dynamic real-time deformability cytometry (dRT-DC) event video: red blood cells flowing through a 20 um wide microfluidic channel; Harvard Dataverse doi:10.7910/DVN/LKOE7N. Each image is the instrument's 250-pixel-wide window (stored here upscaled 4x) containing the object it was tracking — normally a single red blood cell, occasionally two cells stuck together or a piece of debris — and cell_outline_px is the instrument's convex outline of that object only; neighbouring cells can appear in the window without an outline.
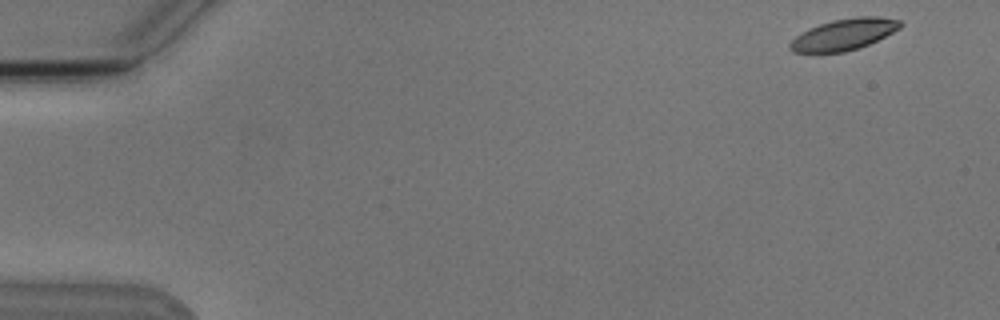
{"species": "Egyptian fruit bat (a non-hibernating species)", "species_latin": "Rousettus aegyptiacus", "temperature_condition": "cold", "stored_images_in_passage": 5, "camera_frame_rate_fps": 3000, "um_per_image_px": 0.085, "animal": {"sex": "male"}, "frame": {"image": 1, "passage_image": 1, "time_ms": 0.0, "image_size_px": [1000, 320], "cell_outline_px": [[904, 24], [900, 28], [868, 44], [844, 52], [792, 52], [788, 48], [788, 44], [796, 36], [808, 28], [832, 20], [856, 16], [876, 16], [900, 20]], "centroid_in_image_um": [71.71, 2.91], "position_along_channel_um": 13.3, "area_um2": 19.94}}
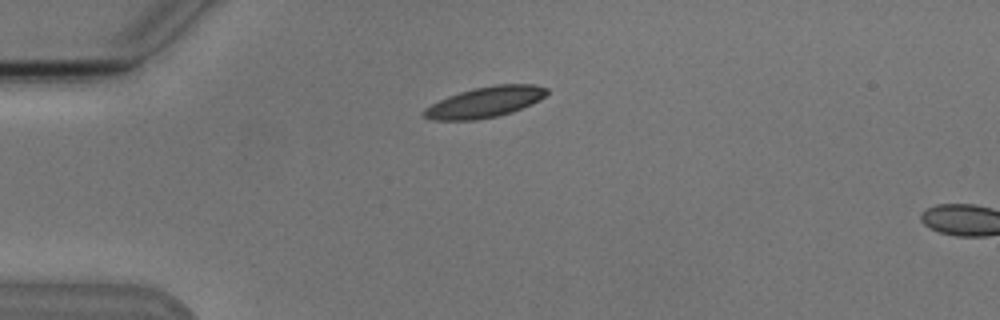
{"frame": {"image": 2, "passage_image": 4, "time_ms": 3.667, "image_size_px": [1000, 320], "cell_outline_px": [[548, 92], [540, 100], [512, 112], [496, 116], [476, 120], [432, 120], [424, 116], [420, 112], [424, 108], [448, 96], [472, 88], [496, 84], [532, 84], [548, 88]], "centroid_in_image_um": [41.21, 8.68], "position_along_channel_um": 43.8, "area_um2": 21.96}}